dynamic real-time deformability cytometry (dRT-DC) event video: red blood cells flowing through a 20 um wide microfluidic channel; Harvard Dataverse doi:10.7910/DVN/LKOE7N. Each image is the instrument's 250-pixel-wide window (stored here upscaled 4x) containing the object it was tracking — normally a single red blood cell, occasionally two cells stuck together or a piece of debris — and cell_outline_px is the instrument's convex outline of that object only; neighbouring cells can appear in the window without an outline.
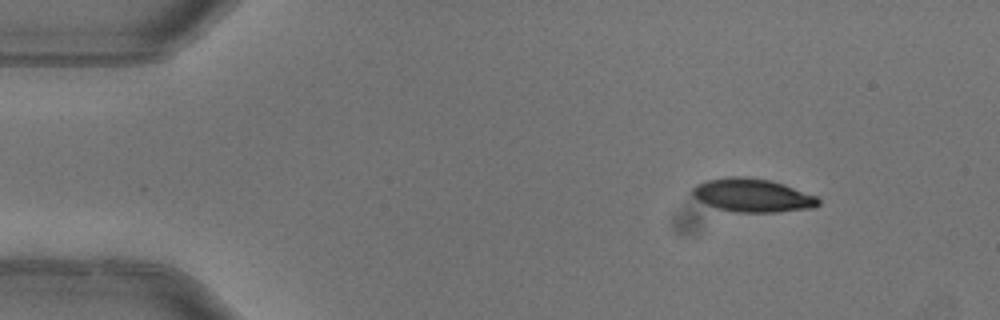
{"species": "common noctule bat (a hibernating species)", "species_latin": "Nyctalus noctula", "temperature_condition": "warm", "stored_images_in_passage": 4, "camera_frame_rate_fps": 3000, "um_per_image_px": 0.085, "animal": {"sex": "female"}, "frame": {"image": 1, "passage_image": 1, "time_ms": 0.0, "image_size_px": [1000, 320], "cell_outline_px": [[820, 204], [812, 208], [776, 212], [736, 212], [716, 208], [692, 196], [692, 188], [696, 184], [704, 180], [732, 176], [744, 176], [772, 180], [784, 184], [816, 196], [820, 200]], "centroid_in_image_um": [63.95, 16.59], "position_along_channel_um": 21.0, "area_um2": 24.57}}
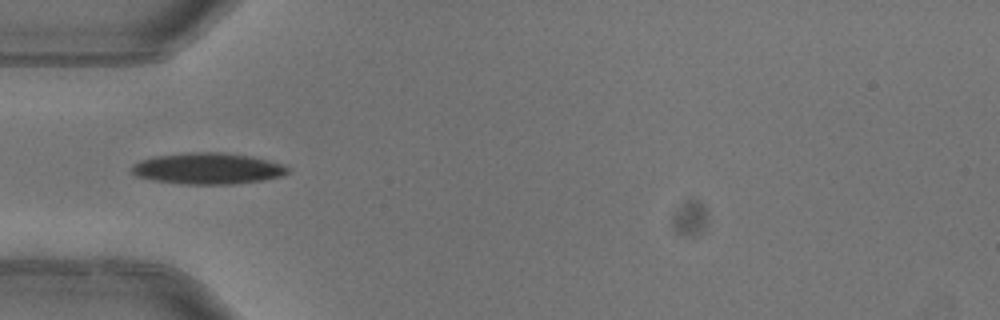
{"frame": {"image": 2, "passage_image": 3, "time_ms": 0.667, "image_size_px": [1000, 320], "cell_outline_px": [[288, 172], [284, 176], [260, 180], [232, 184], [184, 184], [152, 180], [136, 176], [132, 172], [132, 164], [140, 160], [152, 156], [184, 152], [220, 152], [248, 156], [268, 160], [284, 164], [288, 168]], "centroid_in_image_um": [17.62, 14.32], "position_along_channel_um": 67.4, "area_um2": 28.5}}